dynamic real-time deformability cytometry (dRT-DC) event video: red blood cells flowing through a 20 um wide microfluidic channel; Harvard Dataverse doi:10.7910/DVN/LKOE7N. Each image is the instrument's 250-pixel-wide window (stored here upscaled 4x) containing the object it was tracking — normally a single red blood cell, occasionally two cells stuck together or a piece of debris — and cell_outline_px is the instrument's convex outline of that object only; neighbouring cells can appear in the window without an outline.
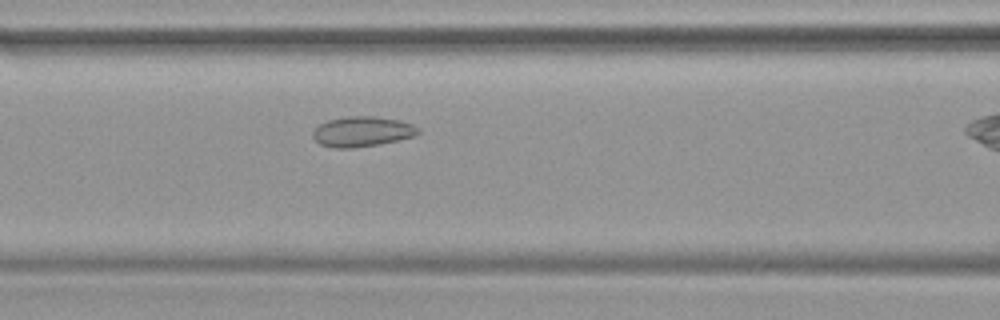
{"species": "common noctule bat (a hibernating species)", "species_latin": "Nyctalus noctula", "temperature_condition": "warm", "stored_images_in_passage": 29, "camera_frame_rate_fps": 3000, "um_per_image_px": 0.085, "animal": {"sex": "female", "body_mass_g": 19.9}, "frame": {"image": 1, "passage_image": 11, "time_ms": 3.333, "image_size_px": [1000, 320], "cell_outline_px": [[420, 132], [416, 136], [380, 144], [352, 148], [336, 148], [320, 144], [312, 136], [312, 132], [320, 124], [328, 120], [348, 116], [372, 116], [400, 120], [412, 124], [420, 128]], "centroid_in_image_um": [30.82, 11.18], "position_along_channel_um": 135.8, "area_um2": 18.55}}
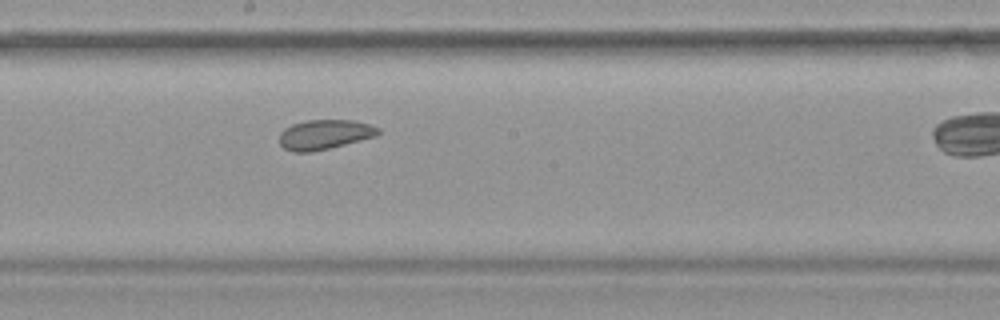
{"frame": {"image": 2, "passage_image": 17, "time_ms": 5.333, "image_size_px": [1000, 320], "cell_outline_px": [[380, 132], [376, 136], [312, 152], [292, 152], [284, 148], [280, 144], [280, 132], [284, 128], [292, 124], [304, 120], [352, 120], [368, 124], [380, 128]], "centroid_in_image_um": [27.56, 11.43], "position_along_channel_um": 220.6, "area_um2": 17.05}}
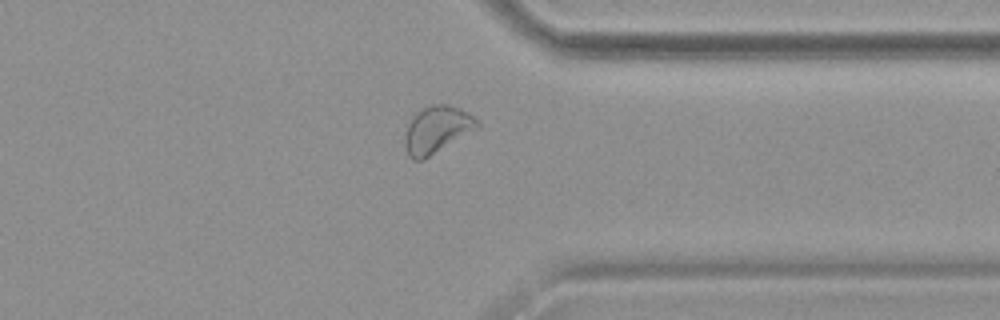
{"frame": {"image": 3, "passage_image": 28, "time_ms": 9.0, "image_size_px": [1000, 320], "cell_outline_px": [[480, 128], [428, 156], [420, 160], [412, 160], [408, 156], [404, 144], [404, 140], [408, 124], [412, 116], [416, 112], [432, 104], [448, 104], [460, 108], [468, 112], [480, 124]], "centroid_in_image_um": [37.14, 11.0], "position_along_channel_um": 374.3, "area_um2": 19.77}}